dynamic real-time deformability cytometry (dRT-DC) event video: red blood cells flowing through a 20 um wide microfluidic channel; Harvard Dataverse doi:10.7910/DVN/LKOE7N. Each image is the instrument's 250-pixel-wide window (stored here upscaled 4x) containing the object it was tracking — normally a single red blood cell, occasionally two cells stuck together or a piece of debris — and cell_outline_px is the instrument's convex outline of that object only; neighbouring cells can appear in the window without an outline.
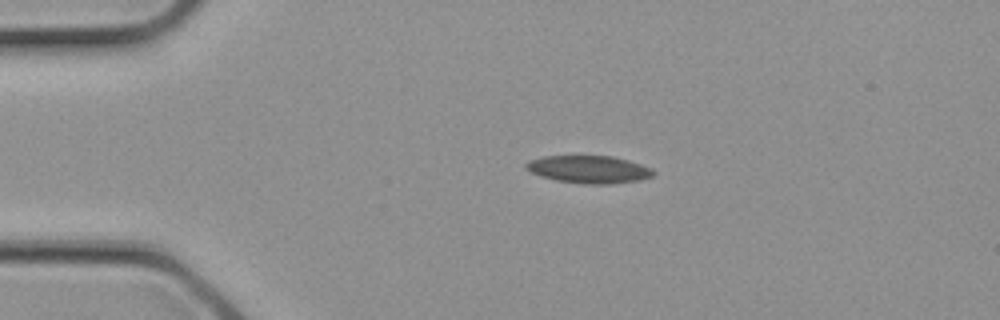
{"species": "common noctule bat (a hibernating species)", "species_latin": "Nyctalus noctula", "temperature_condition": "cold", "stored_images_in_passage": 2, "camera_frame_rate_fps": 3000, "um_per_image_px": 0.085, "animal": {"sex": "female", "body_mass_g": 21.9}, "frame": {"image": 1, "passage_image": 1, "time_ms": 0.0, "image_size_px": [1000, 320], "cell_outline_px": [[656, 172], [652, 176], [640, 180], [612, 184], [584, 184], [556, 180], [540, 176], [524, 168], [524, 164], [528, 160], [544, 156], [612, 156], [628, 160], [652, 168]], "centroid_in_image_um": [50.05, 14.4], "position_along_channel_um": 35.0, "area_um2": 20.58}}
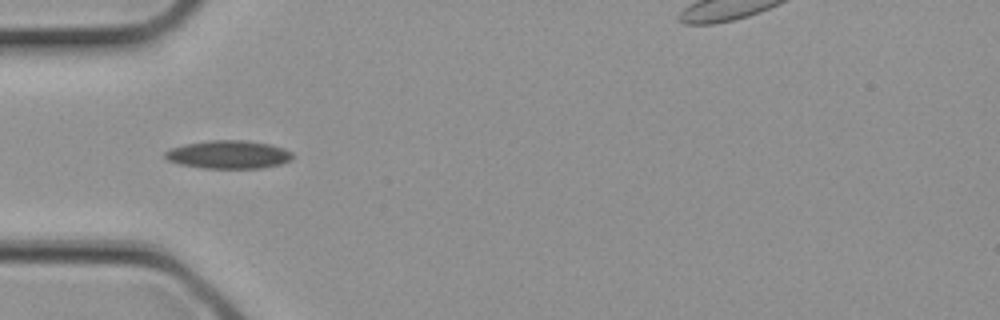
{"frame": {"image": 2, "passage_image": 2, "time_ms": 0.333, "image_size_px": [1000, 320], "cell_outline_px": [[292, 160], [280, 164], [260, 168], [204, 168], [180, 164], [168, 160], [164, 156], [164, 152], [172, 148], [184, 144], [208, 140], [244, 140], [272, 144], [284, 148], [292, 152]], "centroid_in_image_um": [19.44, 13.13], "position_along_channel_um": 65.6, "area_um2": 20.98}}